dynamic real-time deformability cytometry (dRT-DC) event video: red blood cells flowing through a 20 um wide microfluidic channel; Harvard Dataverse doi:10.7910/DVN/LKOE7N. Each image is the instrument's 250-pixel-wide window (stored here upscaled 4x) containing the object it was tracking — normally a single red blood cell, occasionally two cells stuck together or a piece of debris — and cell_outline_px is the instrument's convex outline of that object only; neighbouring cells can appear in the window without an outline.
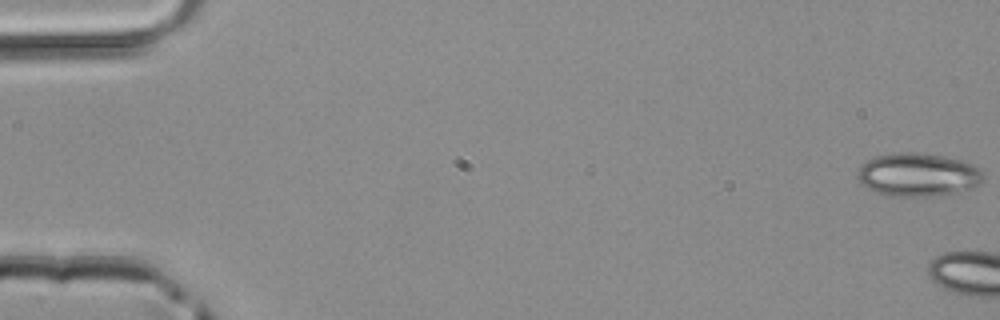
{"species": "common noctule bat (a hibernating species)", "species_latin": "Nyctalus noctula", "temperature_condition": "room temperature", "stored_images_in_passage": 5, "camera_frame_rate_fps": 3000, "um_per_image_px": 0.085, "animal": {"sex": "male", "body_mass_g": 20.4}, "frame": {"image": 1, "passage_image": 1, "time_ms": 0.0, "image_size_px": [1000, 320], "cell_outline_px": [[984, 180], [972, 188], [956, 192], [932, 196], [888, 196], [876, 192], [868, 188], [856, 176], [856, 172], [860, 164], [876, 156], [900, 152], [916, 152], [944, 156], [960, 160], [972, 164], [980, 168], [984, 176]], "centroid_in_image_um": [78.02, 14.84], "position_along_channel_um": 7.0, "area_um2": 31.79}}